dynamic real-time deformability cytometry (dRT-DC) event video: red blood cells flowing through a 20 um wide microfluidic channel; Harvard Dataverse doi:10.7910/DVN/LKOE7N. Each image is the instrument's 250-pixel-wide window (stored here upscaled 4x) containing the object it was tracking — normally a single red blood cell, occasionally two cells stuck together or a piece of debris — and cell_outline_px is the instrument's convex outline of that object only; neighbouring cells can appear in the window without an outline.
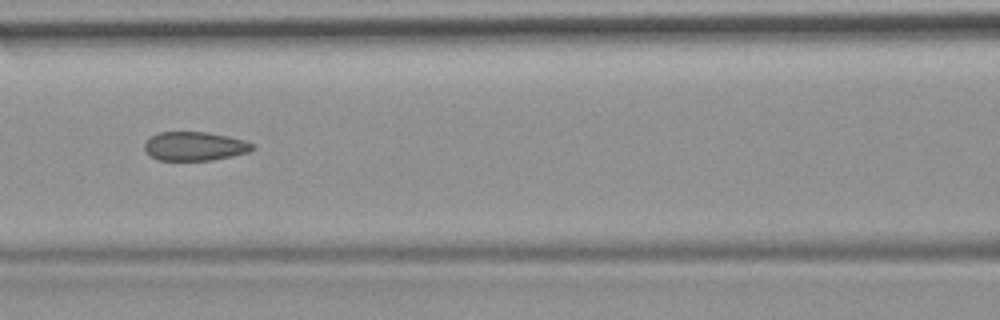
{"species": "common noctule bat (a hibernating species)", "species_latin": "Nyctalus noctula", "temperature_condition": "room temperature", "stored_images_in_passage": 54, "camera_frame_rate_fps": 3000, "um_per_image_px": 0.085, "animal": {"sex": "female", "body_mass_g": 19.9}, "frame": {"image": 1, "passage_image": 24, "time_ms": 7.667, "image_size_px": [1000, 320], "cell_outline_px": [[252, 148], [248, 152], [232, 156], [212, 160], [160, 160], [152, 156], [144, 148], [144, 144], [152, 136], [160, 132], [208, 132], [228, 136], [244, 140], [252, 144]], "centroid_in_image_um": [16.55, 12.42], "position_along_channel_um": 150.0, "area_um2": 17.86}, "authors_computed_cell_mechanics": {"area_um2": 19.1318, "velocity_mm_per_s": 3.7815, "shape_relaxation_time_tau1_ms": null, "shape_relaxation_time_tau2_ms": 1.7173, "deformation_change_tau1": null, "deformation_change_tau2": 0.0889}}